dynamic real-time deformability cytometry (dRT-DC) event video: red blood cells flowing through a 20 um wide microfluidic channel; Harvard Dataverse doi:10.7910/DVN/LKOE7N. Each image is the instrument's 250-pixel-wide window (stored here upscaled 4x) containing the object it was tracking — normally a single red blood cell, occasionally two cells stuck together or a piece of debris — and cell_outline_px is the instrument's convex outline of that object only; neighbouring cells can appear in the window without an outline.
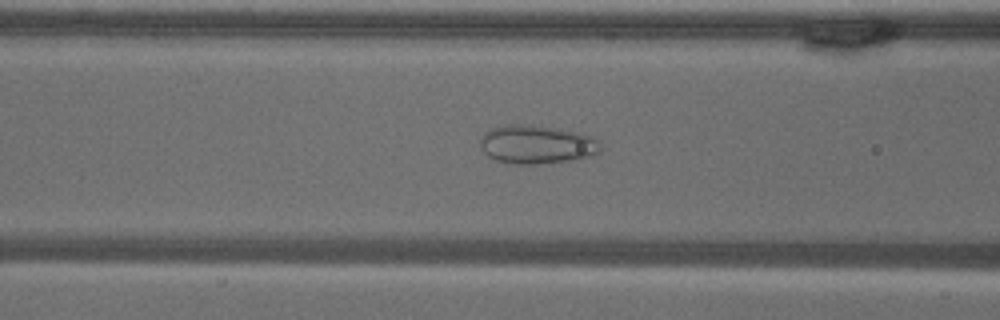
{"species": "common noctule bat (a hibernating species)", "species_latin": "Nyctalus noctula", "temperature_condition": "warm", "stored_images_in_passage": 58, "camera_frame_rate_fps": 3000, "um_per_image_px": 0.085, "animal": {"sex": "male", "body_mass_g": 18.8}, "frame": {"image": 1, "passage_image": 23, "time_ms": 7.333, "image_size_px": [1000, 320], "cell_outline_px": [[600, 152], [596, 156], [572, 160], [536, 164], [512, 164], [496, 160], [488, 156], [480, 148], [480, 136], [488, 128], [508, 124], [528, 124], [556, 128], [576, 132], [600, 140]], "centroid_in_image_um": [45.59, 12.28], "position_along_channel_um": 121.0, "area_um2": 27.46}}
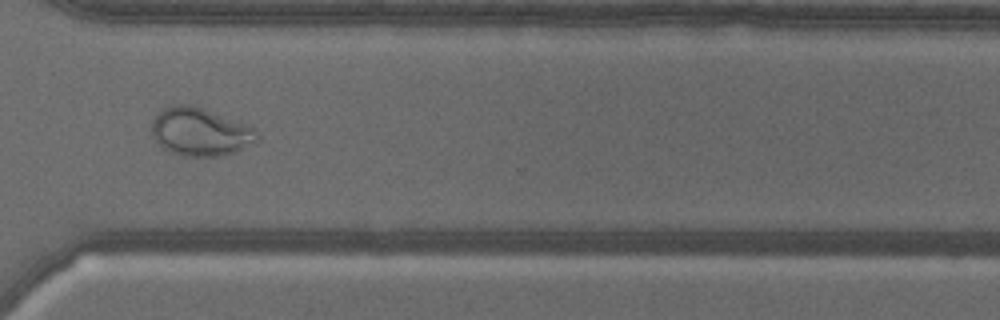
{"frame": {"image": 2, "passage_image": 43, "time_ms": 14.0, "image_size_px": [1000, 320], "cell_outline_px": [[260, 136], [256, 140], [232, 152], [220, 156], [184, 156], [168, 152], [152, 136], [152, 124], [156, 116], [164, 108], [172, 104], [188, 104], [248, 124], [256, 128]], "centroid_in_image_um": [17.0, 11.2], "position_along_channel_um": 353.6, "area_um2": 29.07}}
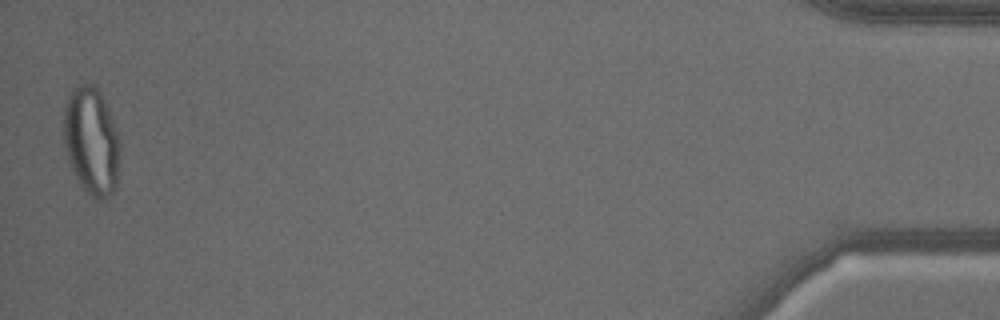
{"frame": {"image": 3, "passage_image": 57, "time_ms": 18.667, "image_size_px": [1000, 320], "cell_outline_px": [[120, 148], [116, 184], [112, 192], [104, 200], [96, 200], [80, 184], [68, 160], [64, 144], [64, 108], [68, 96], [72, 88], [80, 84], [96, 84], [104, 100], [116, 132], [120, 144]], "centroid_in_image_um": [7.76, 11.97], "position_along_channel_um": 427.4, "area_um2": 34.97}}